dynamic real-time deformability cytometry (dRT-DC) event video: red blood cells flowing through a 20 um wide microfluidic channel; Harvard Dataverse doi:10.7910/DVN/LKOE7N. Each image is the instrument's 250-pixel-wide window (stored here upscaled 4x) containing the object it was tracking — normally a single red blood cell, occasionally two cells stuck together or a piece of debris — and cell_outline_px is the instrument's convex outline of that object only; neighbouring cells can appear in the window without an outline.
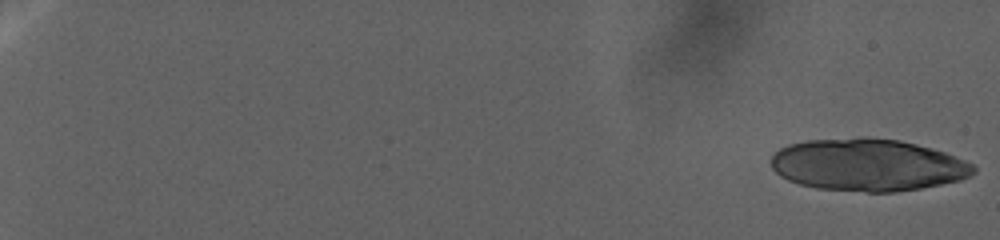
{"species": "human", "species_latin": "Homo sapiens", "temperature_condition": "warm", "stored_images_in_passage": 67, "camera_frame_rate_fps": 3000, "um_per_image_px": 0.085, "donor": {"sex": "female"}, "frame": {"image": 1, "passage_image": 1, "time_ms": 0.0, "image_size_px": [1000, 240], "cell_outline_px": [[976, 172], [960, 180], [920, 188], [896, 192], [868, 192], [816, 188], [800, 184], [788, 180], [780, 176], [772, 168], [772, 156], [780, 148], [788, 144], [808, 140], [900, 140], [916, 144], [944, 152], [964, 160], [972, 164], [976, 168]], "centroid_in_image_um": [73.76, 14.06], "position_along_channel_um": 11.2, "area_um2": 60.34}}